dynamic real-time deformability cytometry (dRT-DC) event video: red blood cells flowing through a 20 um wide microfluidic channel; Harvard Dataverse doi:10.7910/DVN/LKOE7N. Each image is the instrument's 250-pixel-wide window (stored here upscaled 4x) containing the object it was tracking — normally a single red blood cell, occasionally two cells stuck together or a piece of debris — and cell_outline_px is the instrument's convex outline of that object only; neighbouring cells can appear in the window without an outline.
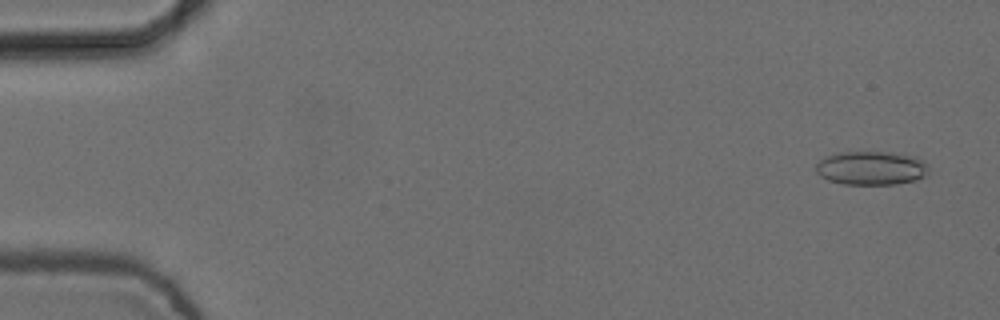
{"species": "common noctule bat (a hibernating species)", "species_latin": "Nyctalus noctula", "temperature_condition": "cold", "stored_images_in_passage": 5, "camera_frame_rate_fps": 3000, "um_per_image_px": 0.085, "animal": {"sex": "female", "body_mass_g": 24.6, "forearm_length_mm": 56.2}, "frame": {"image": 1, "passage_image": 1, "time_ms": 0.0, "image_size_px": [1000, 320], "cell_outline_px": [[928, 172], [924, 176], [916, 180], [896, 184], [844, 184], [828, 180], [820, 176], [816, 172], [816, 164], [820, 160], [836, 152], [892, 152], [916, 156], [924, 160], [928, 164]], "centroid_in_image_um": [74.08, 14.28], "position_along_channel_um": 10.9, "area_um2": 22.37}}